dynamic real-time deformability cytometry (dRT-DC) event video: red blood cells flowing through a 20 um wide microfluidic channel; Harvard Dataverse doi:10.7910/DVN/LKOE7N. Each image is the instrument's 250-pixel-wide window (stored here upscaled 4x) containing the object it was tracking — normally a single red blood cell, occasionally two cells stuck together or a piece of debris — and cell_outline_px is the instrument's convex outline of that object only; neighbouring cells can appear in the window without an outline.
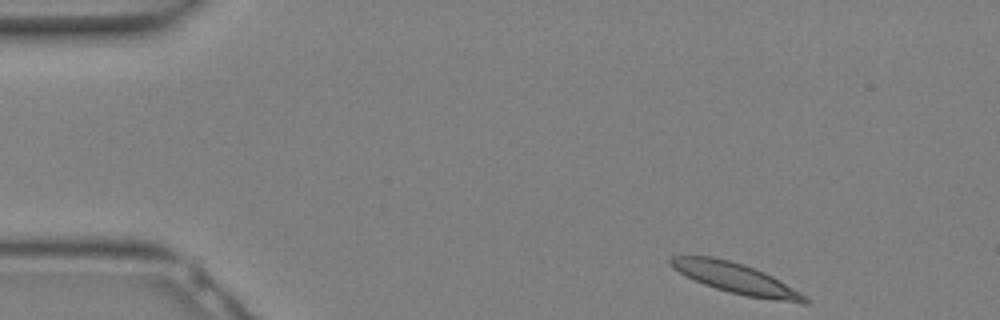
{"species": "Egyptian fruit bat (a non-hibernating species)", "species_latin": "Rousettus aegyptiacus", "temperature_condition": "warm", "stored_images_in_passage": 16, "camera_frame_rate_fps": 3000, "um_per_image_px": 0.085, "animal": {"sex": "female"}, "frame": {"image": 1, "passage_image": 1, "time_ms": 0.0, "image_size_px": [1000, 320], "cell_outline_px": [[812, 300], [808, 304], [800, 304], [748, 296], [728, 292], [704, 284], [672, 268], [668, 264], [668, 260], [672, 256], [712, 256], [744, 264], [756, 268], [772, 276], [800, 292]], "centroid_in_image_um": [62.59, 23.67], "position_along_channel_um": 22.4, "area_um2": 23.76}}
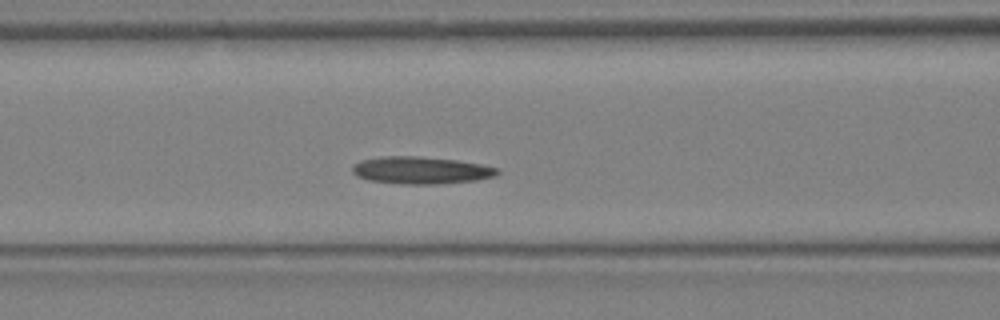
{"frame": {"image": 2, "passage_image": 10, "time_ms": 3.0, "image_size_px": [1000, 320], "cell_outline_px": [[500, 172], [496, 176], [476, 180], [440, 184], [400, 184], [368, 180], [356, 176], [352, 172], [352, 164], [360, 160], [380, 156], [416, 156], [456, 160], [480, 164], [500, 168]], "centroid_in_image_um": [35.76, 14.47], "position_along_channel_um": 130.8, "area_um2": 23.29}}
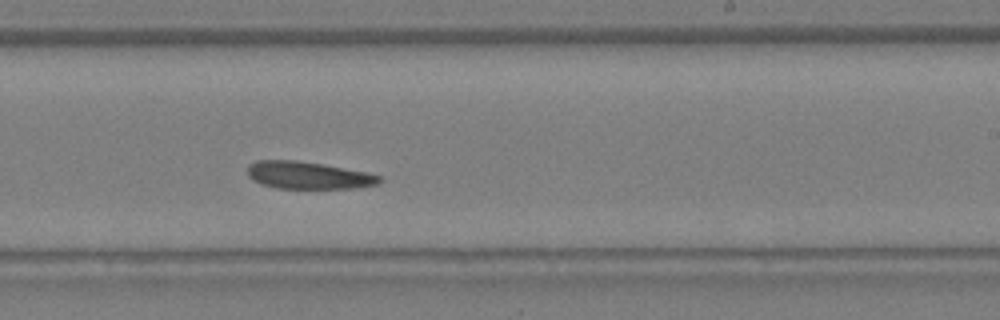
{"frame": {"image": 3, "passage_image": 16, "time_ms": 5.0, "image_size_px": [1000, 320], "cell_outline_px": [[384, 180], [376, 184], [352, 188], [276, 188], [260, 184], [252, 180], [248, 176], [248, 164], [256, 160], [296, 160], [324, 164], [368, 172], [380, 176]], "centroid_in_image_um": [26.17, 14.89], "position_along_channel_um": 262.8, "area_um2": 21.15}}